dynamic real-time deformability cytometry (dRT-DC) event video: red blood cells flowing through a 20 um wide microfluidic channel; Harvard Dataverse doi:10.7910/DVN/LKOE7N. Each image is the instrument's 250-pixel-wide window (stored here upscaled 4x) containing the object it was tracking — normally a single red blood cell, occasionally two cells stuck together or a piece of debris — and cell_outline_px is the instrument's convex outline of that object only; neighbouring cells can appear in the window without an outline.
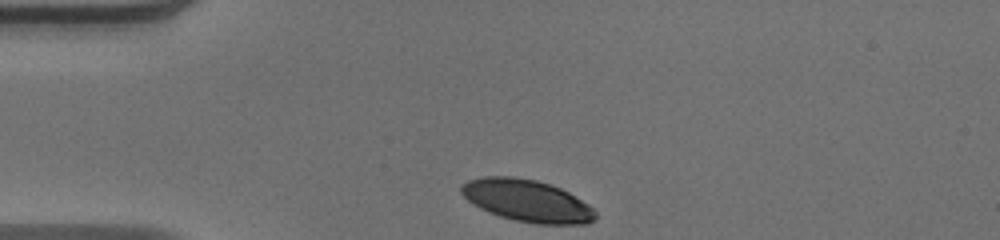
{"species": "human", "species_latin": "Homo sapiens", "temperature_condition": "warm", "stored_images_in_passage": 31, "camera_frame_rate_fps": 3000, "um_per_image_px": 0.085, "donor": {"sex": "male"}, "frame": {"image": 1, "passage_image": 1, "time_ms": 0.0, "image_size_px": [1000, 240], "cell_outline_px": [[596, 220], [588, 224], [536, 224], [516, 220], [500, 216], [488, 212], [480, 208], [468, 200], [460, 192], [460, 188], [468, 180], [484, 176], [512, 176], [536, 180], [560, 188], [568, 192], [588, 204], [596, 212]], "centroid_in_image_um": [44.81, 17.06], "position_along_channel_um": 40.2, "area_um2": 32.77}}
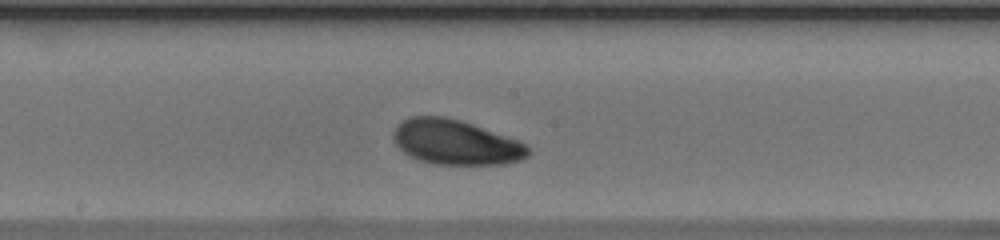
{"frame": {"image": 2, "passage_image": 16, "time_ms": 5.0, "image_size_px": [1000, 240], "cell_outline_px": [[532, 152], [528, 156], [520, 160], [504, 164], [436, 164], [420, 160], [408, 156], [396, 144], [392, 136], [396, 124], [400, 120], [412, 116], [444, 116], [460, 120], [520, 140]], "centroid_in_image_um": [38.72, 12.08], "position_along_channel_um": 209.5, "area_um2": 35.37}}
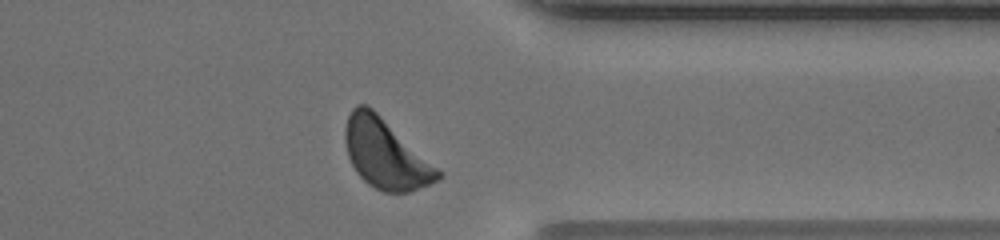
{"frame": {"image": 3, "passage_image": 29, "time_ms": 9.333, "image_size_px": [1000, 240], "cell_outline_px": [[444, 176], [440, 180], [408, 192], [384, 192], [368, 184], [356, 172], [348, 156], [344, 140], [344, 128], [348, 116], [352, 108], [356, 104], [368, 104], [444, 172]], "centroid_in_image_um": [32.79, 13.07], "position_along_channel_um": 378.6, "area_um2": 37.74}, "authors_computed_cell_mechanics": {"area_um2": 35.1424, "velocity_mm_per_s": 4.038, "shape_relaxation_time_tau1_ms": 1.7144, "shape_relaxation_time_tau2_ms": 8.0692, "deformation_change_tau1": 0.1029, "deformation_change_tau2": 0.185}}